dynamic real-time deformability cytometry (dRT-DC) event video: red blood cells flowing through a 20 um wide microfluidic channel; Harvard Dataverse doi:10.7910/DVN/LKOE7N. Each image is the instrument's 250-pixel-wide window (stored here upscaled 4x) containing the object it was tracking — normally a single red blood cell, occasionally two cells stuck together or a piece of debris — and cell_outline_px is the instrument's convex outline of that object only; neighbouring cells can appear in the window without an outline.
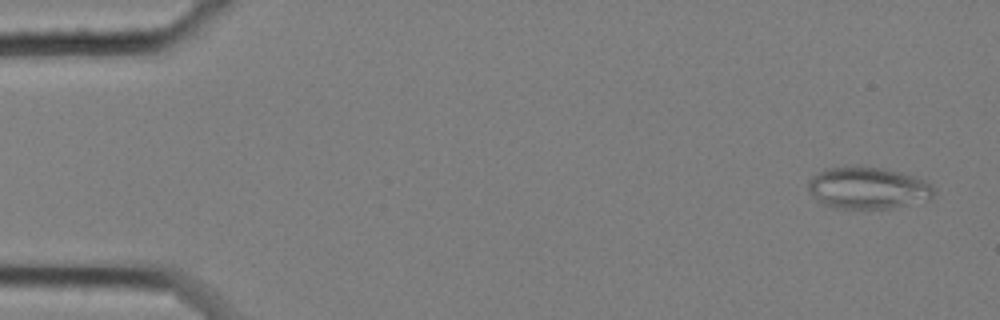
{"species": "common noctule bat (a hibernating species)", "species_latin": "Nyctalus noctula", "temperature_condition": "cold", "stored_images_in_passage": 59, "camera_frame_rate_fps": 3000, "um_per_image_px": 0.085, "animal": {"sex": "female", "body_mass_g": 25.1}, "frame": {"image": 1, "passage_image": 3, "time_ms": 0.667, "image_size_px": [1000, 320], "cell_outline_px": [[936, 192], [932, 196], [892, 208], [832, 208], [816, 200], [812, 196], [808, 188], [808, 180], [816, 172], [824, 168], [884, 168], [900, 172], [924, 180], [932, 184], [936, 188]], "centroid_in_image_um": [73.71, 15.98], "position_along_channel_um": 11.3, "area_um2": 30.11}}
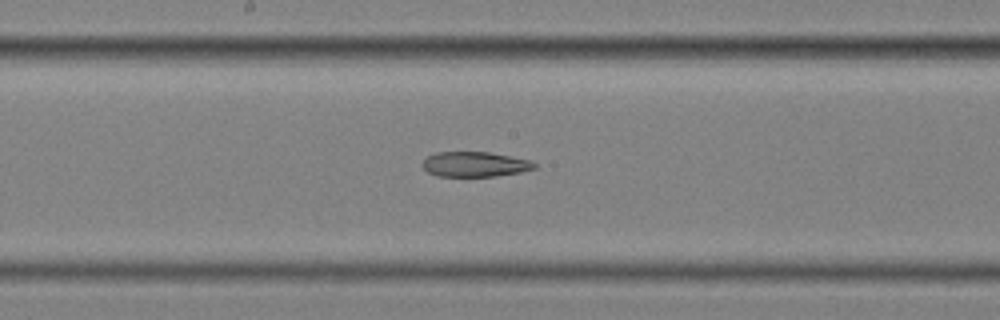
{"frame": {"image": 2, "passage_image": 31, "time_ms": 10.0, "image_size_px": [1000, 320], "cell_outline_px": [[536, 168], [520, 172], [496, 176], [436, 176], [428, 172], [420, 164], [428, 156], [436, 152], [488, 152], [528, 160], [536, 164]], "centroid_in_image_um": [40.32, 13.97], "position_along_channel_um": 207.9, "area_um2": 16.18}}
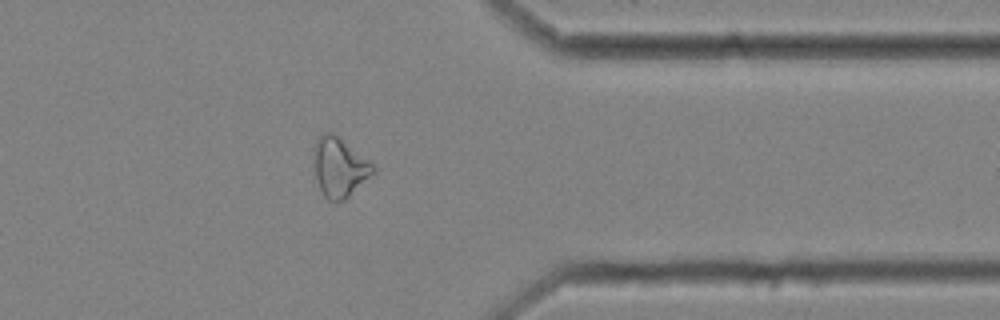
{"frame": {"image": 3, "passage_image": 47, "time_ms": 15.333, "image_size_px": [1000, 320], "cell_outline_px": [[376, 172], [344, 200], [328, 200], [324, 196], [316, 180], [312, 148], [316, 140], [320, 136], [328, 132], [332, 132], [372, 164], [376, 168]], "centroid_in_image_um": [28.82, 14.23], "position_along_channel_um": 382.6, "area_um2": 20.17}}